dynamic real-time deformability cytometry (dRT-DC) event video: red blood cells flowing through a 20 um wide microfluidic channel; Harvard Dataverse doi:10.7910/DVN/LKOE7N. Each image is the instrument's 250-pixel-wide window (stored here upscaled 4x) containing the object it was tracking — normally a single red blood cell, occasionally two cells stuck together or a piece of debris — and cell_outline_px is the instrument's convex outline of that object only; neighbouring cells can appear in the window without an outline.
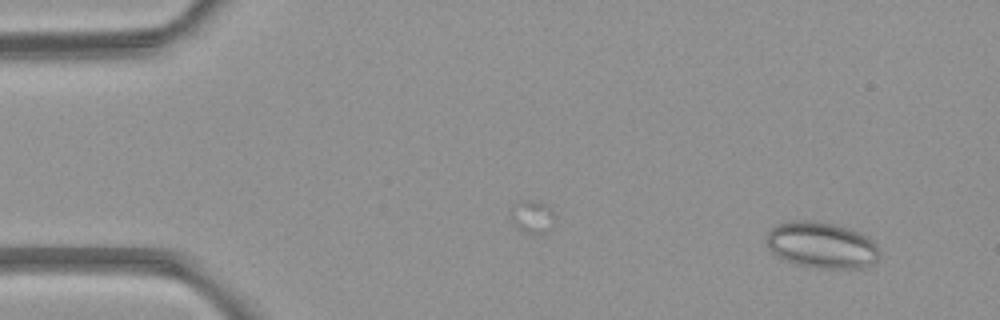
{"species": "common noctule bat (a hibernating species)", "species_latin": "Nyctalus noctula", "temperature_condition": "room temperature", "stored_images_in_passage": 4, "camera_frame_rate_fps": 3000, "um_per_image_px": 0.085, "animal": {"sex": "female", "body_mass_g": 21.9}, "frame": {"image": 1, "passage_image": 1, "time_ms": 0.0, "image_size_px": [1000, 320], "cell_outline_px": [[880, 256], [872, 264], [860, 268], [816, 268], [796, 264], [784, 260], [776, 256], [768, 248], [768, 232], [776, 224], [792, 220], [808, 220], [832, 224], [852, 228], [868, 236], [876, 244], [880, 252]], "centroid_in_image_um": [69.85, 20.83], "position_along_channel_um": 15.1, "area_um2": 30.63}}